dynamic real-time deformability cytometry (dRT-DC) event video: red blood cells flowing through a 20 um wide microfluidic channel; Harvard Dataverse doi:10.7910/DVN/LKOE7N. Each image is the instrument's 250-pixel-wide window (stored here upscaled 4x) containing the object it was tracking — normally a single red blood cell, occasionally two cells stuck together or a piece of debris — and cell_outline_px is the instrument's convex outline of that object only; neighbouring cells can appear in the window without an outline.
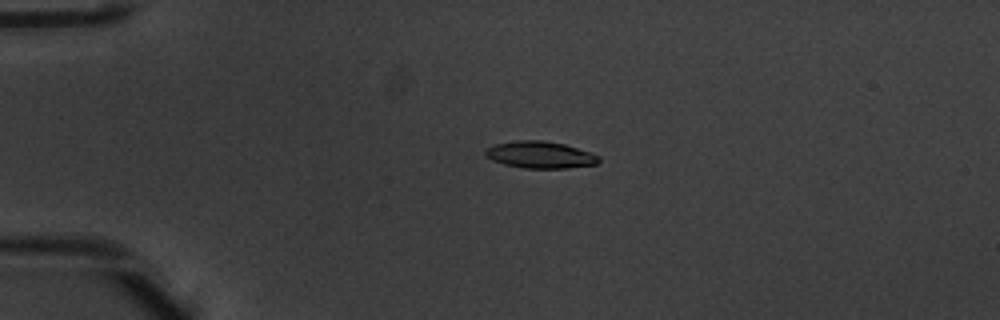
{"species": "common noctule bat (a hibernating species)", "species_latin": "Nyctalus noctula", "temperature_condition": "warm", "stored_images_in_passage": 52, "camera_frame_rate_fps": 3000, "um_per_image_px": 0.085, "animal": {"sex": "male", "body_mass_g": 20.1, "forearm_length_mm": 53.5}, "frame": {"image": 1, "passage_image": 13, "time_ms": 4.0, "image_size_px": [1000, 320], "cell_outline_px": [[600, 160], [596, 164], [568, 168], [524, 168], [504, 164], [492, 160], [484, 156], [484, 152], [488, 148], [496, 144], [516, 140], [544, 140], [564, 144], [592, 152], [600, 156]], "centroid_in_image_um": [45.93, 13.15], "position_along_channel_um": 39.1, "area_um2": 17.86}}
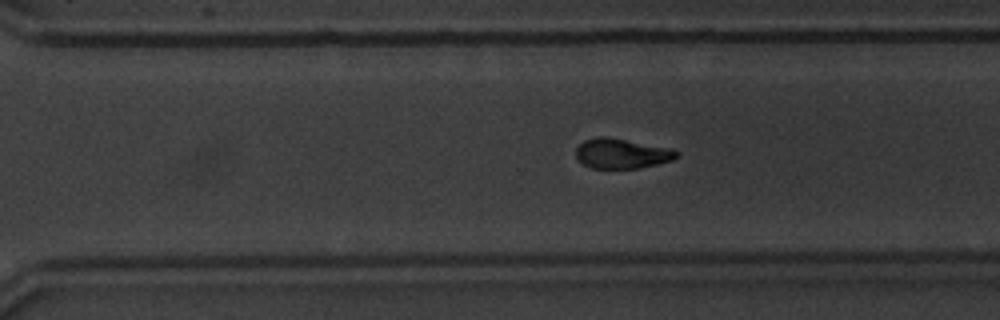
{"frame": {"image": 2, "passage_image": 37, "time_ms": 12.0, "image_size_px": [1000, 320], "cell_outline_px": [[680, 156], [672, 160], [640, 168], [592, 168], [584, 164], [576, 156], [576, 148], [584, 140], [600, 136], [604, 136], [672, 148], [680, 152]], "centroid_in_image_um": [52.89, 13.04], "position_along_channel_um": 317.7, "area_um2": 17.51}}
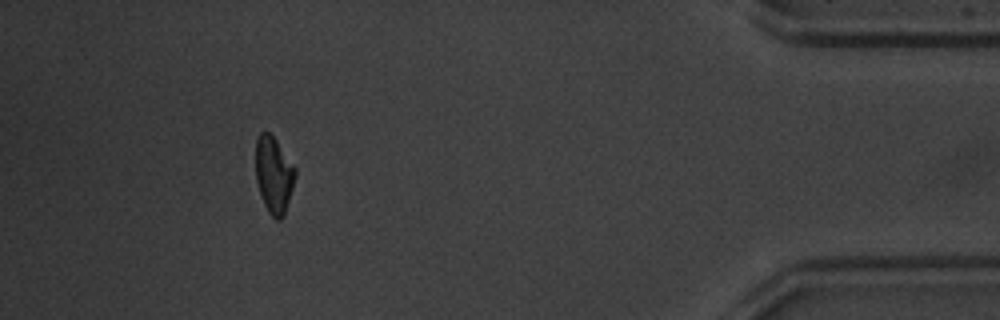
{"frame": {"image": 3, "passage_image": 48, "time_ms": 15.667, "image_size_px": [1000, 320], "cell_outline_px": [[296, 176], [284, 216], [280, 220], [276, 220], [268, 212], [264, 204], [256, 180], [256, 140], [260, 132], [268, 132], [276, 140], [296, 168]], "centroid_in_image_um": [23.28, 14.87], "position_along_channel_um": 411.9, "area_um2": 17.57}, "authors_computed_cell_mechanics": {"area_um2": 18.0625, "velocity_mm_per_s": 3.9725, "shape_relaxation_time_tau1_ms": 2.9856, "shape_relaxation_time_tau2_ms": 3.6858, "deformation_change_tau1": 0.1566, "deformation_change_tau2": 0.0954}}